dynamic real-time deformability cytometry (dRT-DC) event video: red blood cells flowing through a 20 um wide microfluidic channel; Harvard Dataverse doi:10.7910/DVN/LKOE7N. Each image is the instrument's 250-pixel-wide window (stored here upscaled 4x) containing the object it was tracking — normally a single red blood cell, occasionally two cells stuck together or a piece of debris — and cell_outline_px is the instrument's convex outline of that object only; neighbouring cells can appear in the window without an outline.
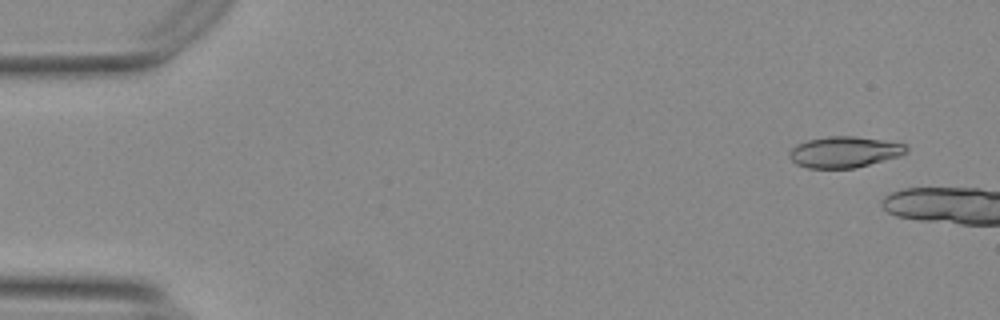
{"species": "Egyptian fruit bat (a non-hibernating species)", "species_latin": "Rousettus aegyptiacus", "temperature_condition": "warm", "stored_images_in_passage": 7, "camera_frame_rate_fps": 3000, "um_per_image_px": 0.085, "animal": {"sex": "female"}, "frame": {"image": 1, "passage_image": 1, "time_ms": 0.0, "image_size_px": [1000, 320], "cell_outline_px": [[908, 148], [904, 152], [896, 156], [868, 164], [852, 168], [808, 168], [796, 164], [792, 160], [792, 152], [800, 144], [808, 140], [832, 136], [852, 136], [904, 144]], "centroid_in_image_um": [71.76, 12.93], "position_along_channel_um": 13.2, "area_um2": 20.11}}